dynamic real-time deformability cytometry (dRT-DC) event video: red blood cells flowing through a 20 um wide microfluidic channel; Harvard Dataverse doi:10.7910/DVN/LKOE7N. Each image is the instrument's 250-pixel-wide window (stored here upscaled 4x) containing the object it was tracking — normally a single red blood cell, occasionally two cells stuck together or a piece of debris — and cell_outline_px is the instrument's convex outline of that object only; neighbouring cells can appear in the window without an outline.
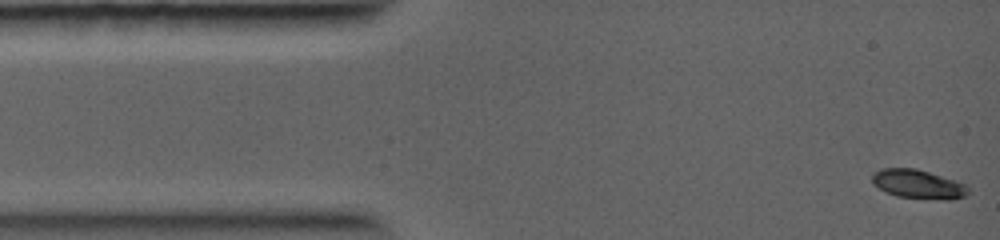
{"species": "common noctule bat (a hibernating species)", "species_latin": "Nyctalus noctula", "temperature_condition": "warm", "stored_images_in_passage": 30, "camera_frame_rate_fps": 5000, "um_per_image_px": 0.085, "animal": {"sex": "female", "body_mass_g": 19.0, "forearm_length_mm": 56.7}, "frame": {"image": 1, "passage_image": 1, "time_ms": 0.0, "image_size_px": [1000, 240], "cell_outline_px": [[968, 196], [952, 200], [944, 200], [896, 196], [880, 188], [872, 180], [872, 176], [880, 168], [916, 168], [964, 184], [968, 188]], "centroid_in_image_um": [78.07, 15.67], "position_along_channel_um": 6.9, "area_um2": 15.9}}
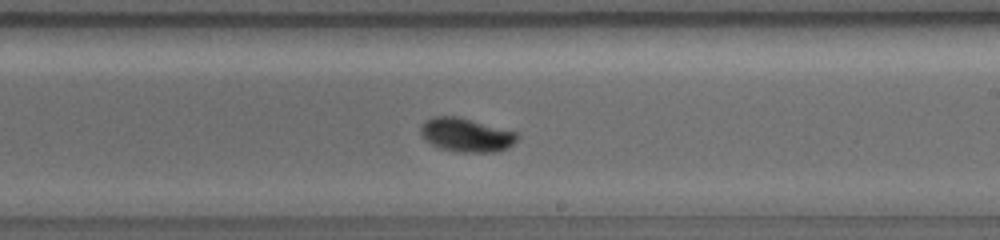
{"frame": {"image": 2, "passage_image": 17, "time_ms": 6.8, "image_size_px": [1000, 240], "cell_outline_px": [[520, 136], [508, 148], [496, 152], [456, 152], [440, 148], [424, 140], [420, 136], [420, 124], [424, 120], [432, 116], [456, 116], [520, 132]], "centroid_in_image_um": [39.62, 11.46], "position_along_channel_um": 249.4, "area_um2": 19.42}}
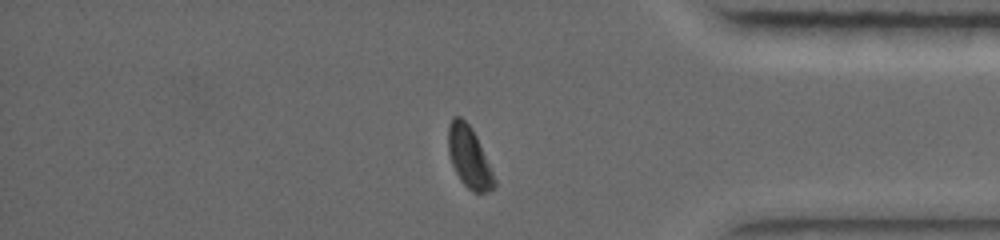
{"frame": {"image": 3, "passage_image": 28, "time_ms": 10.2, "image_size_px": [1000, 240], "cell_outline_px": [[496, 184], [492, 188], [484, 192], [472, 192], [460, 180], [452, 164], [448, 152], [448, 124], [452, 116], [460, 116], [472, 128], [476, 136], [496, 180]], "centroid_in_image_um": [39.84, 13.34], "position_along_channel_um": 395.4, "area_um2": 16.24}}